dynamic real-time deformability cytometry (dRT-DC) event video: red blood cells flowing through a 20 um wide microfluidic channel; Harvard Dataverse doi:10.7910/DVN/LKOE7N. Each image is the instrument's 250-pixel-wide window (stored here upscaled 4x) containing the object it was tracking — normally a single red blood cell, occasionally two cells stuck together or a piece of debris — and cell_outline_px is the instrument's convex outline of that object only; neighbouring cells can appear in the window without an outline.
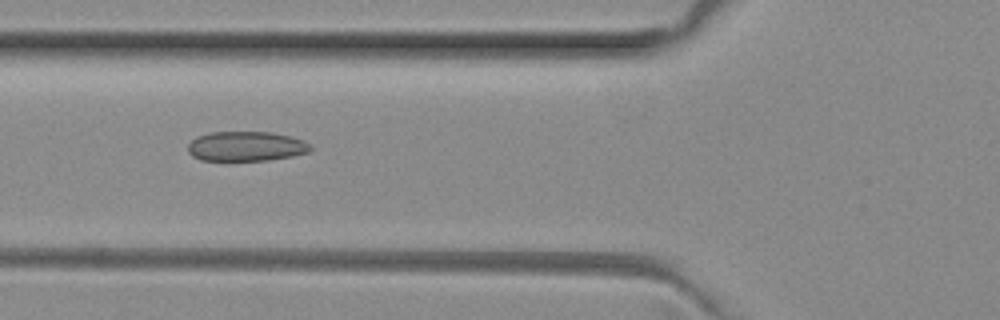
{"species": "common noctule bat (a hibernating species)", "species_latin": "Nyctalus noctula", "temperature_condition": "room temperature", "stored_images_in_passage": 7, "camera_frame_rate_fps": 3000, "um_per_image_px": 0.085, "animal": {"sex": "female", "body_mass_g": 29.2, "forearm_length_mm": 56.3}, "frame": {"image": 1, "passage_image": 5, "time_ms": 1.333, "image_size_px": [1000, 320], "cell_outline_px": [[312, 148], [308, 152], [292, 156], [268, 160], [200, 160], [192, 156], [188, 152], [188, 144], [196, 136], [208, 132], [272, 132], [292, 136], [304, 140]], "centroid_in_image_um": [20.9, 12.42], "position_along_channel_um": 104.9, "area_um2": 21.33}}
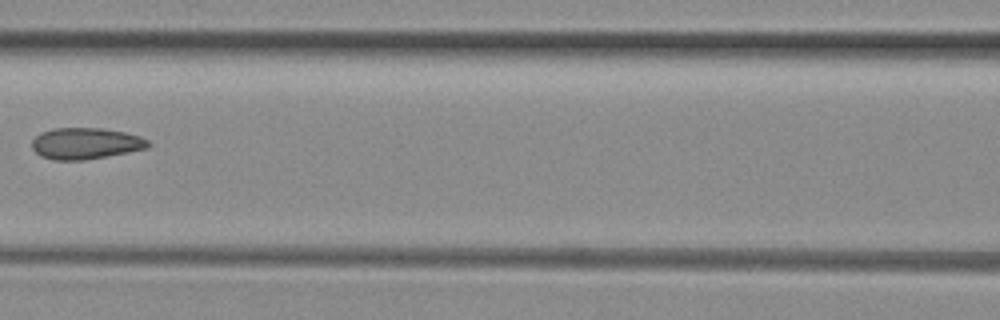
{"frame": {"image": 2, "passage_image": 6, "time_ms": 1.667, "image_size_px": [1000, 320], "cell_outline_px": [[152, 144], [148, 148], [128, 152], [84, 160], [56, 160], [40, 156], [32, 148], [32, 140], [40, 132], [52, 128], [104, 128], [124, 132], [140, 136], [148, 140]], "centroid_in_image_um": [7.28, 12.18], "position_along_channel_um": 159.3, "area_um2": 21.33}}
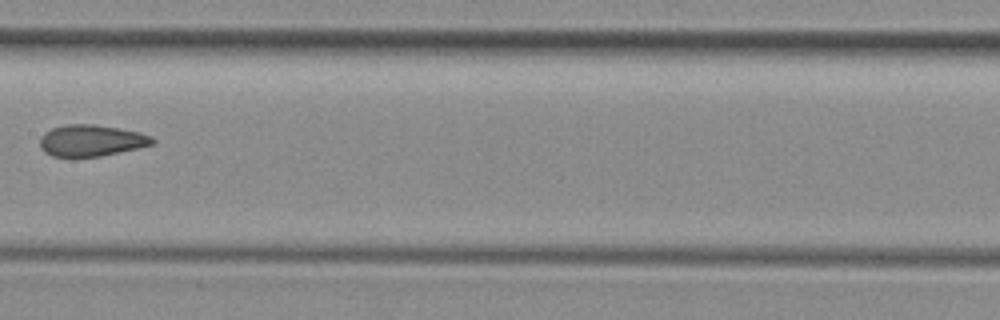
{"frame": {"image": 3, "passage_image": 7, "time_ms": 2.0, "image_size_px": [1000, 320], "cell_outline_px": [[156, 140], [152, 144], [136, 148], [100, 156], [52, 156], [44, 152], [40, 148], [40, 136], [44, 132], [52, 128], [68, 124], [92, 124], [120, 128], [140, 132], [152, 136]], "centroid_in_image_um": [7.74, 11.93], "position_along_channel_um": 199.7, "area_um2": 20.52}}